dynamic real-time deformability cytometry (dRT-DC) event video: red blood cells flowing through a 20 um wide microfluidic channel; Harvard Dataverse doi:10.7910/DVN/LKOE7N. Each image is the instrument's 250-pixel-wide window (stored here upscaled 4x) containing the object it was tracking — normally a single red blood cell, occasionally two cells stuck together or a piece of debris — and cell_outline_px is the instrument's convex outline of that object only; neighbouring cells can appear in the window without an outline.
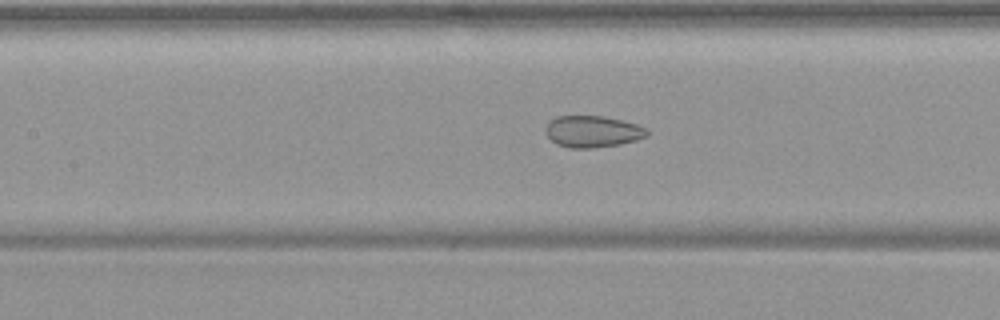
{"species": "common noctule bat (a hibernating species)", "species_latin": "Nyctalus noctula", "temperature_condition": "warm", "stored_images_in_passage": 54, "camera_frame_rate_fps": 3000, "um_per_image_px": 0.085, "animal": {"sex": "female", "body_mass_g": 19.9}, "frame": {"image": 1, "passage_image": 25, "time_ms": 8.0, "image_size_px": [1000, 320], "cell_outline_px": [[648, 136], [636, 140], [620, 144], [592, 148], [568, 148], [556, 144], [544, 132], [544, 128], [556, 116], [604, 116], [636, 124], [648, 128]], "centroid_in_image_um": [50.37, 11.18], "position_along_channel_um": 157.0, "area_um2": 18.73}}
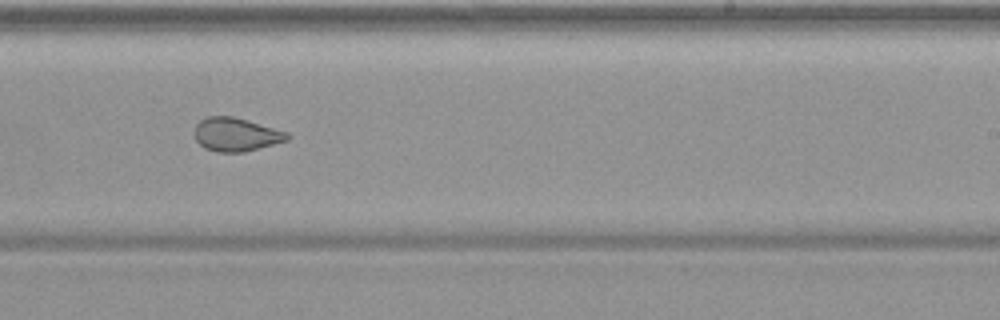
{"frame": {"image": 2, "passage_image": 34, "time_ms": 11.0, "image_size_px": [1000, 320], "cell_outline_px": [[292, 136], [288, 140], [244, 152], [216, 152], [204, 148], [196, 140], [196, 124], [200, 120], [208, 116], [232, 116], [248, 120], [288, 132]], "centroid_in_image_um": [20.08, 11.43], "position_along_channel_um": 268.9, "area_um2": 18.09}}
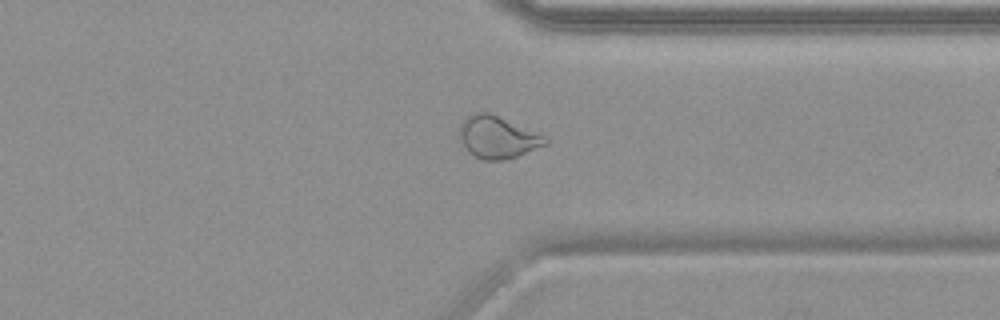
{"frame": {"image": 3, "passage_image": 42, "time_ms": 13.667, "image_size_px": [1000, 320], "cell_outline_px": [[548, 144], [516, 156], [504, 160], [480, 160], [468, 152], [460, 140], [460, 124], [464, 116], [472, 112], [488, 112], [544, 136], [548, 140]], "centroid_in_image_um": [42.23, 11.66], "position_along_channel_um": 369.2, "area_um2": 20.92}, "authors_computed_cell_mechanics": {"area_um2": 23.4957, "velocity_mm_per_s": 3.7528, "shape_relaxation_time_tau1_ms": null, "shape_relaxation_time_tau2_ms": 1.3507, "deformation_change_tau1": null, "deformation_change_tau2": 0.0803}}